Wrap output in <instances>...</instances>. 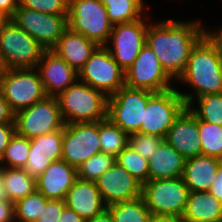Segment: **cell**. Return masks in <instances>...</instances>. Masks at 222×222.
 Returning a JSON list of instances; mask_svg holds the SVG:
<instances>
[{"label":"cell","instance_id":"277c9868","mask_svg":"<svg viewBox=\"0 0 222 222\" xmlns=\"http://www.w3.org/2000/svg\"><path fill=\"white\" fill-rule=\"evenodd\" d=\"M68 27L97 46H106L113 24L100 0H69Z\"/></svg>","mask_w":222,"mask_h":222},{"label":"cell","instance_id":"d6986e66","mask_svg":"<svg viewBox=\"0 0 222 222\" xmlns=\"http://www.w3.org/2000/svg\"><path fill=\"white\" fill-rule=\"evenodd\" d=\"M78 179L77 169L64 160L53 161L36 178V190L47 199L65 200L66 194Z\"/></svg>","mask_w":222,"mask_h":222},{"label":"cell","instance_id":"d6a6232c","mask_svg":"<svg viewBox=\"0 0 222 222\" xmlns=\"http://www.w3.org/2000/svg\"><path fill=\"white\" fill-rule=\"evenodd\" d=\"M115 162L129 172L142 185L149 180L148 160L135 152L129 145L115 158Z\"/></svg>","mask_w":222,"mask_h":222},{"label":"cell","instance_id":"4316f807","mask_svg":"<svg viewBox=\"0 0 222 222\" xmlns=\"http://www.w3.org/2000/svg\"><path fill=\"white\" fill-rule=\"evenodd\" d=\"M99 138L101 152L115 158L129 143V135L108 118L99 121Z\"/></svg>","mask_w":222,"mask_h":222},{"label":"cell","instance_id":"6da1fadb","mask_svg":"<svg viewBox=\"0 0 222 222\" xmlns=\"http://www.w3.org/2000/svg\"><path fill=\"white\" fill-rule=\"evenodd\" d=\"M204 36L201 20L164 19L149 23L146 44L158 57L162 68L175 81L186 68L190 53Z\"/></svg>","mask_w":222,"mask_h":222},{"label":"cell","instance_id":"f6af8a7d","mask_svg":"<svg viewBox=\"0 0 222 222\" xmlns=\"http://www.w3.org/2000/svg\"><path fill=\"white\" fill-rule=\"evenodd\" d=\"M19 7V0H0V10L12 17Z\"/></svg>","mask_w":222,"mask_h":222},{"label":"cell","instance_id":"5b68a950","mask_svg":"<svg viewBox=\"0 0 222 222\" xmlns=\"http://www.w3.org/2000/svg\"><path fill=\"white\" fill-rule=\"evenodd\" d=\"M0 92L14 114L46 97L37 68L7 69L0 78Z\"/></svg>","mask_w":222,"mask_h":222},{"label":"cell","instance_id":"d4e9b609","mask_svg":"<svg viewBox=\"0 0 222 222\" xmlns=\"http://www.w3.org/2000/svg\"><path fill=\"white\" fill-rule=\"evenodd\" d=\"M113 24L131 22L142 18L146 6L144 0H100Z\"/></svg>","mask_w":222,"mask_h":222},{"label":"cell","instance_id":"ac0fdd59","mask_svg":"<svg viewBox=\"0 0 222 222\" xmlns=\"http://www.w3.org/2000/svg\"><path fill=\"white\" fill-rule=\"evenodd\" d=\"M164 140L185 159L202 155L198 118L187 107L176 118Z\"/></svg>","mask_w":222,"mask_h":222},{"label":"cell","instance_id":"e0dca14e","mask_svg":"<svg viewBox=\"0 0 222 222\" xmlns=\"http://www.w3.org/2000/svg\"><path fill=\"white\" fill-rule=\"evenodd\" d=\"M46 96L57 97L78 80V72L52 50H45L38 65Z\"/></svg>","mask_w":222,"mask_h":222},{"label":"cell","instance_id":"83f0119b","mask_svg":"<svg viewBox=\"0 0 222 222\" xmlns=\"http://www.w3.org/2000/svg\"><path fill=\"white\" fill-rule=\"evenodd\" d=\"M114 222H150L152 214L142 196L107 206Z\"/></svg>","mask_w":222,"mask_h":222},{"label":"cell","instance_id":"7dc6e473","mask_svg":"<svg viewBox=\"0 0 222 222\" xmlns=\"http://www.w3.org/2000/svg\"><path fill=\"white\" fill-rule=\"evenodd\" d=\"M85 222H114V219L110 211L105 209L101 214L90 219H86Z\"/></svg>","mask_w":222,"mask_h":222},{"label":"cell","instance_id":"e575fe53","mask_svg":"<svg viewBox=\"0 0 222 222\" xmlns=\"http://www.w3.org/2000/svg\"><path fill=\"white\" fill-rule=\"evenodd\" d=\"M115 163V157L106 153H97L83 162L77 169L78 179L96 181Z\"/></svg>","mask_w":222,"mask_h":222},{"label":"cell","instance_id":"f907efd6","mask_svg":"<svg viewBox=\"0 0 222 222\" xmlns=\"http://www.w3.org/2000/svg\"><path fill=\"white\" fill-rule=\"evenodd\" d=\"M11 20V17L5 12L0 10V32L4 29L5 25Z\"/></svg>","mask_w":222,"mask_h":222},{"label":"cell","instance_id":"30bf717a","mask_svg":"<svg viewBox=\"0 0 222 222\" xmlns=\"http://www.w3.org/2000/svg\"><path fill=\"white\" fill-rule=\"evenodd\" d=\"M14 122L16 133L29 139L61 130L65 126L58 100L51 96L16 112Z\"/></svg>","mask_w":222,"mask_h":222},{"label":"cell","instance_id":"8fae6325","mask_svg":"<svg viewBox=\"0 0 222 222\" xmlns=\"http://www.w3.org/2000/svg\"><path fill=\"white\" fill-rule=\"evenodd\" d=\"M186 107L177 88L155 93L147 102L138 133L165 138L176 118Z\"/></svg>","mask_w":222,"mask_h":222},{"label":"cell","instance_id":"74e56055","mask_svg":"<svg viewBox=\"0 0 222 222\" xmlns=\"http://www.w3.org/2000/svg\"><path fill=\"white\" fill-rule=\"evenodd\" d=\"M52 163L50 159H48L47 155L42 154L40 152H29V156L27 159V163L23 167V170L31 177L37 178L39 177L43 171Z\"/></svg>","mask_w":222,"mask_h":222},{"label":"cell","instance_id":"ba28073f","mask_svg":"<svg viewBox=\"0 0 222 222\" xmlns=\"http://www.w3.org/2000/svg\"><path fill=\"white\" fill-rule=\"evenodd\" d=\"M155 93L124 85L108 97L107 118L128 135L138 133L148 100Z\"/></svg>","mask_w":222,"mask_h":222},{"label":"cell","instance_id":"2e32d148","mask_svg":"<svg viewBox=\"0 0 222 222\" xmlns=\"http://www.w3.org/2000/svg\"><path fill=\"white\" fill-rule=\"evenodd\" d=\"M95 183L106 206L142 196V184L116 162Z\"/></svg>","mask_w":222,"mask_h":222},{"label":"cell","instance_id":"3957f363","mask_svg":"<svg viewBox=\"0 0 222 222\" xmlns=\"http://www.w3.org/2000/svg\"><path fill=\"white\" fill-rule=\"evenodd\" d=\"M56 98L65 124L98 122L107 118L108 97L80 80Z\"/></svg>","mask_w":222,"mask_h":222},{"label":"cell","instance_id":"52a82bcc","mask_svg":"<svg viewBox=\"0 0 222 222\" xmlns=\"http://www.w3.org/2000/svg\"><path fill=\"white\" fill-rule=\"evenodd\" d=\"M45 50L12 19L0 32V53L7 69L36 68Z\"/></svg>","mask_w":222,"mask_h":222},{"label":"cell","instance_id":"7402d4cb","mask_svg":"<svg viewBox=\"0 0 222 222\" xmlns=\"http://www.w3.org/2000/svg\"><path fill=\"white\" fill-rule=\"evenodd\" d=\"M97 45L69 27L51 49L77 72L85 65Z\"/></svg>","mask_w":222,"mask_h":222},{"label":"cell","instance_id":"b9f144b4","mask_svg":"<svg viewBox=\"0 0 222 222\" xmlns=\"http://www.w3.org/2000/svg\"><path fill=\"white\" fill-rule=\"evenodd\" d=\"M0 222H15L14 203L0 200Z\"/></svg>","mask_w":222,"mask_h":222},{"label":"cell","instance_id":"7bdbcfd3","mask_svg":"<svg viewBox=\"0 0 222 222\" xmlns=\"http://www.w3.org/2000/svg\"><path fill=\"white\" fill-rule=\"evenodd\" d=\"M0 123H15L14 113L10 110L8 102L0 92Z\"/></svg>","mask_w":222,"mask_h":222},{"label":"cell","instance_id":"f35d334b","mask_svg":"<svg viewBox=\"0 0 222 222\" xmlns=\"http://www.w3.org/2000/svg\"><path fill=\"white\" fill-rule=\"evenodd\" d=\"M65 207L66 205L64 200L48 199L36 222H59Z\"/></svg>","mask_w":222,"mask_h":222},{"label":"cell","instance_id":"ab89813d","mask_svg":"<svg viewBox=\"0 0 222 222\" xmlns=\"http://www.w3.org/2000/svg\"><path fill=\"white\" fill-rule=\"evenodd\" d=\"M15 133V123H0V158Z\"/></svg>","mask_w":222,"mask_h":222},{"label":"cell","instance_id":"836d02e7","mask_svg":"<svg viewBox=\"0 0 222 222\" xmlns=\"http://www.w3.org/2000/svg\"><path fill=\"white\" fill-rule=\"evenodd\" d=\"M63 129L30 139V151L47 155L48 159H62Z\"/></svg>","mask_w":222,"mask_h":222},{"label":"cell","instance_id":"4dcf8cb0","mask_svg":"<svg viewBox=\"0 0 222 222\" xmlns=\"http://www.w3.org/2000/svg\"><path fill=\"white\" fill-rule=\"evenodd\" d=\"M201 153L222 160V126L198 119Z\"/></svg>","mask_w":222,"mask_h":222},{"label":"cell","instance_id":"681fc988","mask_svg":"<svg viewBox=\"0 0 222 222\" xmlns=\"http://www.w3.org/2000/svg\"><path fill=\"white\" fill-rule=\"evenodd\" d=\"M4 167L0 166V200L1 201H9V195L5 188V184L3 181Z\"/></svg>","mask_w":222,"mask_h":222},{"label":"cell","instance_id":"ee69618b","mask_svg":"<svg viewBox=\"0 0 222 222\" xmlns=\"http://www.w3.org/2000/svg\"><path fill=\"white\" fill-rule=\"evenodd\" d=\"M208 191L222 202V164L219 166L215 180Z\"/></svg>","mask_w":222,"mask_h":222},{"label":"cell","instance_id":"4fadbf2b","mask_svg":"<svg viewBox=\"0 0 222 222\" xmlns=\"http://www.w3.org/2000/svg\"><path fill=\"white\" fill-rule=\"evenodd\" d=\"M100 152L99 121L65 124L62 160L78 169L83 162Z\"/></svg>","mask_w":222,"mask_h":222},{"label":"cell","instance_id":"603a6c76","mask_svg":"<svg viewBox=\"0 0 222 222\" xmlns=\"http://www.w3.org/2000/svg\"><path fill=\"white\" fill-rule=\"evenodd\" d=\"M186 159L165 140L148 160L149 180L182 177Z\"/></svg>","mask_w":222,"mask_h":222},{"label":"cell","instance_id":"8992f818","mask_svg":"<svg viewBox=\"0 0 222 222\" xmlns=\"http://www.w3.org/2000/svg\"><path fill=\"white\" fill-rule=\"evenodd\" d=\"M189 193L182 177L148 180L142 185V197L152 216L182 217Z\"/></svg>","mask_w":222,"mask_h":222},{"label":"cell","instance_id":"ffe728a7","mask_svg":"<svg viewBox=\"0 0 222 222\" xmlns=\"http://www.w3.org/2000/svg\"><path fill=\"white\" fill-rule=\"evenodd\" d=\"M64 201L67 208L75 211L85 220L107 209L94 181L77 179L67 192Z\"/></svg>","mask_w":222,"mask_h":222},{"label":"cell","instance_id":"5bb4252c","mask_svg":"<svg viewBox=\"0 0 222 222\" xmlns=\"http://www.w3.org/2000/svg\"><path fill=\"white\" fill-rule=\"evenodd\" d=\"M124 74L125 85L131 88L146 89L154 93L174 88L171 85L174 80L162 68L158 57L147 44Z\"/></svg>","mask_w":222,"mask_h":222},{"label":"cell","instance_id":"cb8c5ba5","mask_svg":"<svg viewBox=\"0 0 222 222\" xmlns=\"http://www.w3.org/2000/svg\"><path fill=\"white\" fill-rule=\"evenodd\" d=\"M182 218L185 222H222V202L209 191L190 192Z\"/></svg>","mask_w":222,"mask_h":222},{"label":"cell","instance_id":"9c48e42d","mask_svg":"<svg viewBox=\"0 0 222 222\" xmlns=\"http://www.w3.org/2000/svg\"><path fill=\"white\" fill-rule=\"evenodd\" d=\"M78 80L110 97L125 85V74L106 46H97L78 72Z\"/></svg>","mask_w":222,"mask_h":222},{"label":"cell","instance_id":"60d3db41","mask_svg":"<svg viewBox=\"0 0 222 222\" xmlns=\"http://www.w3.org/2000/svg\"><path fill=\"white\" fill-rule=\"evenodd\" d=\"M212 29L213 31L204 27V35L215 46L219 57L222 59V27Z\"/></svg>","mask_w":222,"mask_h":222},{"label":"cell","instance_id":"8d00e7d4","mask_svg":"<svg viewBox=\"0 0 222 222\" xmlns=\"http://www.w3.org/2000/svg\"><path fill=\"white\" fill-rule=\"evenodd\" d=\"M19 6L47 14H68L69 0H19Z\"/></svg>","mask_w":222,"mask_h":222},{"label":"cell","instance_id":"f1b7e54d","mask_svg":"<svg viewBox=\"0 0 222 222\" xmlns=\"http://www.w3.org/2000/svg\"><path fill=\"white\" fill-rule=\"evenodd\" d=\"M195 101L198 106L194 107ZM187 108L200 120L222 126V93L202 95Z\"/></svg>","mask_w":222,"mask_h":222},{"label":"cell","instance_id":"1f68e13d","mask_svg":"<svg viewBox=\"0 0 222 222\" xmlns=\"http://www.w3.org/2000/svg\"><path fill=\"white\" fill-rule=\"evenodd\" d=\"M47 198L38 190L14 204L15 222H36L40 217Z\"/></svg>","mask_w":222,"mask_h":222},{"label":"cell","instance_id":"d590c367","mask_svg":"<svg viewBox=\"0 0 222 222\" xmlns=\"http://www.w3.org/2000/svg\"><path fill=\"white\" fill-rule=\"evenodd\" d=\"M163 141V137L150 134L132 133L129 135L128 145L143 158L149 160Z\"/></svg>","mask_w":222,"mask_h":222},{"label":"cell","instance_id":"f546056e","mask_svg":"<svg viewBox=\"0 0 222 222\" xmlns=\"http://www.w3.org/2000/svg\"><path fill=\"white\" fill-rule=\"evenodd\" d=\"M29 152L30 139L15 133L0 158V166L23 169L27 163Z\"/></svg>","mask_w":222,"mask_h":222},{"label":"cell","instance_id":"44dd1931","mask_svg":"<svg viewBox=\"0 0 222 222\" xmlns=\"http://www.w3.org/2000/svg\"><path fill=\"white\" fill-rule=\"evenodd\" d=\"M221 164V159L212 156L197 155L186 159L182 179L189 191H208Z\"/></svg>","mask_w":222,"mask_h":222},{"label":"cell","instance_id":"bcb514c9","mask_svg":"<svg viewBox=\"0 0 222 222\" xmlns=\"http://www.w3.org/2000/svg\"><path fill=\"white\" fill-rule=\"evenodd\" d=\"M59 222H85V219L79 216L75 211L65 207Z\"/></svg>","mask_w":222,"mask_h":222},{"label":"cell","instance_id":"816d5d0a","mask_svg":"<svg viewBox=\"0 0 222 222\" xmlns=\"http://www.w3.org/2000/svg\"><path fill=\"white\" fill-rule=\"evenodd\" d=\"M7 68L5 67V64L3 62L1 53H0V78L5 74Z\"/></svg>","mask_w":222,"mask_h":222},{"label":"cell","instance_id":"484cf974","mask_svg":"<svg viewBox=\"0 0 222 222\" xmlns=\"http://www.w3.org/2000/svg\"><path fill=\"white\" fill-rule=\"evenodd\" d=\"M3 181L14 204L36 190V179L21 168H4Z\"/></svg>","mask_w":222,"mask_h":222},{"label":"cell","instance_id":"7a4b0ae2","mask_svg":"<svg viewBox=\"0 0 222 222\" xmlns=\"http://www.w3.org/2000/svg\"><path fill=\"white\" fill-rule=\"evenodd\" d=\"M176 81L188 83L194 91L179 92L187 106L202 95L222 93V59L205 35L193 47L186 68Z\"/></svg>","mask_w":222,"mask_h":222},{"label":"cell","instance_id":"c3c4849f","mask_svg":"<svg viewBox=\"0 0 222 222\" xmlns=\"http://www.w3.org/2000/svg\"><path fill=\"white\" fill-rule=\"evenodd\" d=\"M150 222H185L182 217L178 216H152Z\"/></svg>","mask_w":222,"mask_h":222},{"label":"cell","instance_id":"7c38bea8","mask_svg":"<svg viewBox=\"0 0 222 222\" xmlns=\"http://www.w3.org/2000/svg\"><path fill=\"white\" fill-rule=\"evenodd\" d=\"M11 19L46 50H51L68 28V14H47L20 6Z\"/></svg>","mask_w":222,"mask_h":222},{"label":"cell","instance_id":"9a60e30c","mask_svg":"<svg viewBox=\"0 0 222 222\" xmlns=\"http://www.w3.org/2000/svg\"><path fill=\"white\" fill-rule=\"evenodd\" d=\"M142 18L113 25L106 48L114 60L126 71L137 58L139 52L146 44V31L148 23ZM110 41V42H109Z\"/></svg>","mask_w":222,"mask_h":222}]
</instances>
